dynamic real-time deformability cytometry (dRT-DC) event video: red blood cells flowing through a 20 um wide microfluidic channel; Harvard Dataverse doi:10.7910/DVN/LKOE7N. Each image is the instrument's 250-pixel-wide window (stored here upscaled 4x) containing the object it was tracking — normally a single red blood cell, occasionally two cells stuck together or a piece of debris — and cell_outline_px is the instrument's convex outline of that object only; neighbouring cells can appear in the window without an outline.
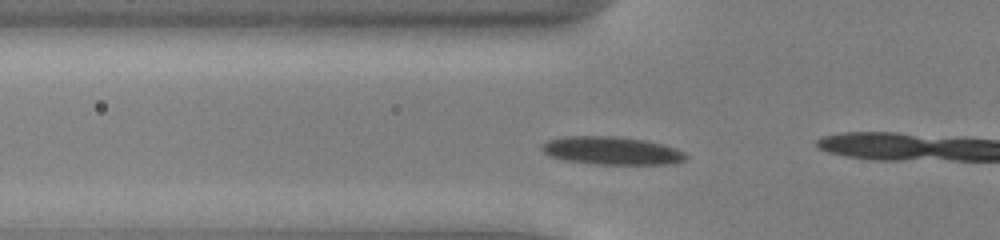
{"species": "common noctule bat (a hibernating species)", "species_latin": "Nyctalus noctula", "temperature_condition": "cold", "stored_images_in_passage": 5, "camera_frame_rate_fps": 3000, "um_per_image_px": 0.085, "animal": {"sex": "male", "body_mass_g": 13.0, "forearm_length_mm": 53.1}, "frame": {"image": 1, "passage_image": 3, "time_ms": 0.667, "image_size_px": [1000, 240], "cell_outline_px": [[688, 156], [684, 160], [672, 164], [596, 164], [564, 160], [548, 156], [540, 148], [548, 140], [564, 136], [616, 136], [644, 140], [676, 148], [684, 152]], "centroid_in_image_um": [51.98, 12.81], "position_along_channel_um": 73.8, "area_um2": 23.47}}